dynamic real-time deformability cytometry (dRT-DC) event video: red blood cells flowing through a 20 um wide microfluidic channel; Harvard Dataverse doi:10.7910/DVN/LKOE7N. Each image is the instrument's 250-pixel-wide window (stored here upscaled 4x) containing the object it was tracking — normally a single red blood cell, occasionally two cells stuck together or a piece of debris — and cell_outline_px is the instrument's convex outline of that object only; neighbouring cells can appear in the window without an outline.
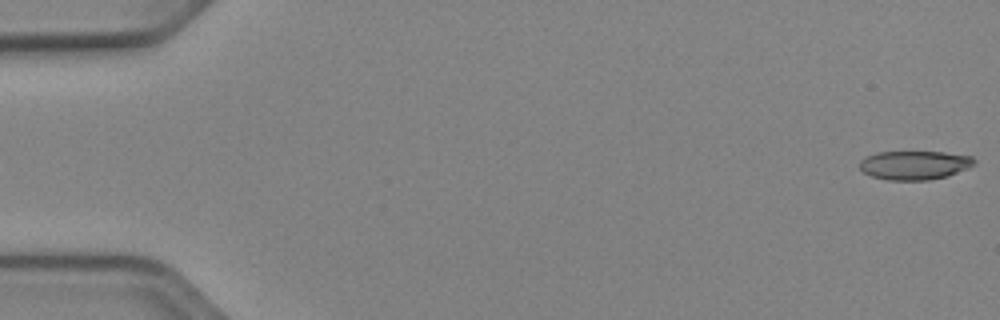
{"species": "Egyptian fruit bat (a non-hibernating species)", "species_latin": "Rousettus aegyptiacus", "temperature_condition": "cold", "stored_images_in_passage": 10, "camera_frame_rate_fps": 3000, "um_per_image_px": 0.085, "animal": {"sex": "female"}, "frame": {"image": 1, "passage_image": 1, "time_ms": 0.0, "image_size_px": [1000, 320], "cell_outline_px": [[976, 164], [968, 168], [948, 176], [928, 180], [888, 180], [872, 176], [864, 172], [860, 168], [860, 160], [864, 156], [876, 152], [944, 152], [972, 156], [976, 160]], "centroid_in_image_um": [77.75, 14.03], "position_along_channel_um": 7.3, "area_um2": 19.42}}